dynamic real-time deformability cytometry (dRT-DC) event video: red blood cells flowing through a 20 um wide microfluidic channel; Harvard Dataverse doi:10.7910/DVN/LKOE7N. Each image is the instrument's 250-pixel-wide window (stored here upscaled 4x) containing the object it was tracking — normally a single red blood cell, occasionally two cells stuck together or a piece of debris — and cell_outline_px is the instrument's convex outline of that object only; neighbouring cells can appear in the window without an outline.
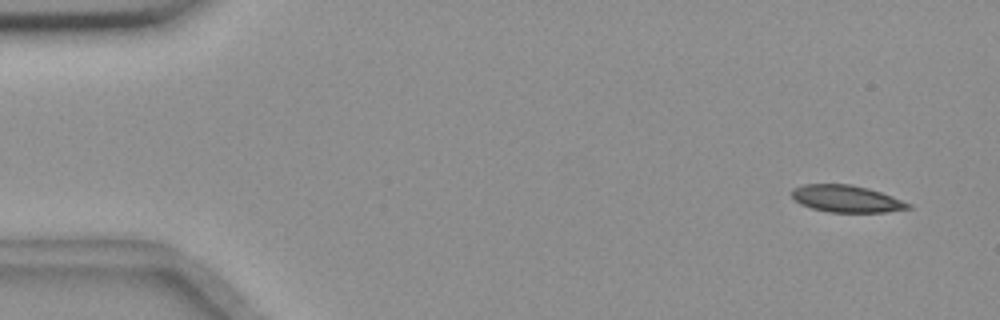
{"species": "common noctule bat (a hibernating species)", "species_latin": "Nyctalus noctula", "temperature_condition": "room temperature", "stored_images_in_passage": 14, "camera_frame_rate_fps": 3000, "um_per_image_px": 0.085, "animal": {"sex": "female", "body_mass_g": 18.4}, "frame": {"image": 1, "passage_image": 2, "time_ms": 1.0, "image_size_px": [1000, 320], "cell_outline_px": [[912, 208], [884, 212], [828, 212], [812, 208], [800, 204], [792, 196], [792, 188], [804, 184], [852, 184], [868, 188], [892, 196], [912, 204]], "centroid_in_image_um": [71.95, 16.89], "position_along_channel_um": 13.0, "area_um2": 18.32}}
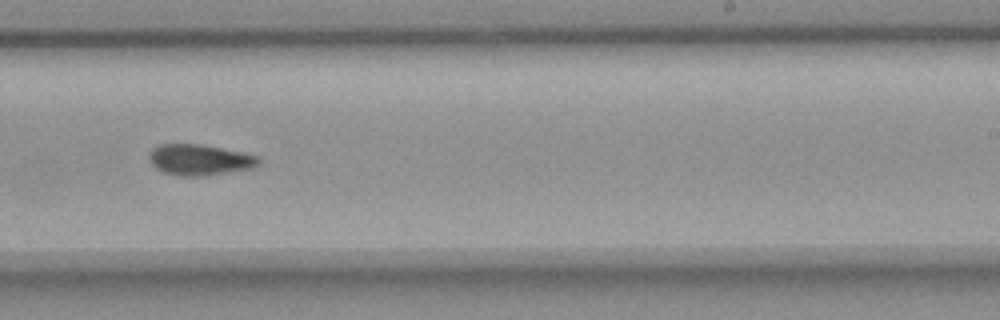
{"frame": {"image": 2, "passage_image": 10, "time_ms": 11.333, "image_size_px": [1000, 320], "cell_outline_px": [[260, 164], [256, 168], [208, 176], [180, 176], [164, 172], [156, 168], [152, 164], [148, 156], [152, 148], [160, 144], [200, 144], [240, 152], [256, 156], [260, 160]], "centroid_in_image_um": [16.98, 13.6], "position_along_channel_um": 272.0, "area_um2": 19.83}}
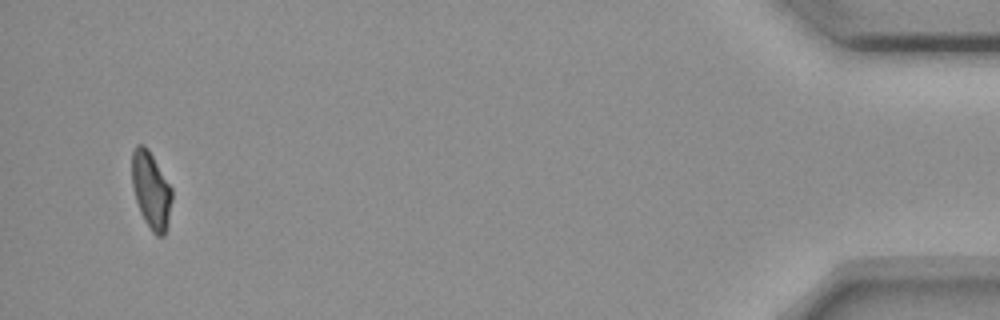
{"frame": {"image": 3, "passage_image": 14, "time_ms": 17.667, "image_size_px": [1000, 320], "cell_outline_px": [[172, 200], [168, 224], [164, 236], [156, 236], [152, 232], [144, 220], [140, 212], [132, 188], [132, 152], [136, 144], [144, 144], [148, 148], [172, 188]], "centroid_in_image_um": [12.84, 16.17], "position_along_channel_um": 422.4, "area_um2": 18.09}, "authors_computed_cell_mechanics": {"area_um2": 19.2763, "velocity_mm_per_s": 3.6539, "shape_relaxation_time_tau1_ms": 5.9183, "shape_relaxation_time_tau2_ms": 6.7162, "deformation_change_tau1": 0.1248, "deformation_change_tau2": 0.1183}}